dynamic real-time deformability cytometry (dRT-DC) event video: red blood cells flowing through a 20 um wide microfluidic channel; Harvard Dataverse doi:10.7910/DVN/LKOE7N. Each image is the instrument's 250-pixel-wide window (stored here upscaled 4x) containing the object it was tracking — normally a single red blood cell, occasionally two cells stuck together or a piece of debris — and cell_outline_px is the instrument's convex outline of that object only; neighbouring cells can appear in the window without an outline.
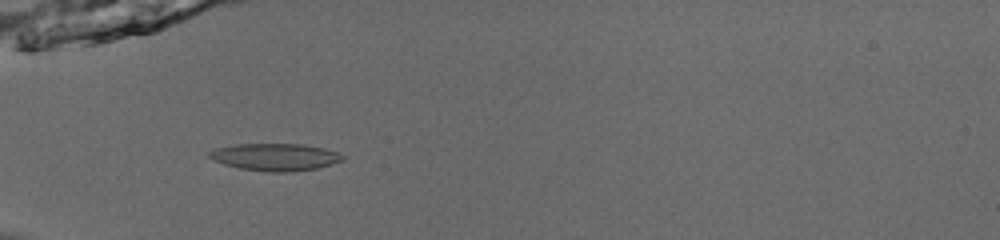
{"species": "common noctule bat (a hibernating species)", "species_latin": "Nyctalus noctula", "temperature_condition": "room temperature", "stored_images_in_passage": 32, "camera_frame_rate_fps": 3000, "um_per_image_px": 0.085, "animal": {"sex": "male", "body_mass_g": 13.0, "forearm_length_mm": 53.1}, "frame": {"image": 1, "passage_image": 1, "time_ms": 0.0, "image_size_px": [1000, 240], "cell_outline_px": [[344, 160], [332, 164], [316, 168], [292, 172], [264, 172], [240, 168], [224, 164], [208, 156], [208, 152], [216, 148], [236, 144], [304, 144], [324, 148], [336, 152], [344, 156]], "centroid_in_image_um": [23.41, 13.35], "position_along_channel_um": 61.6, "area_um2": 21.15}}
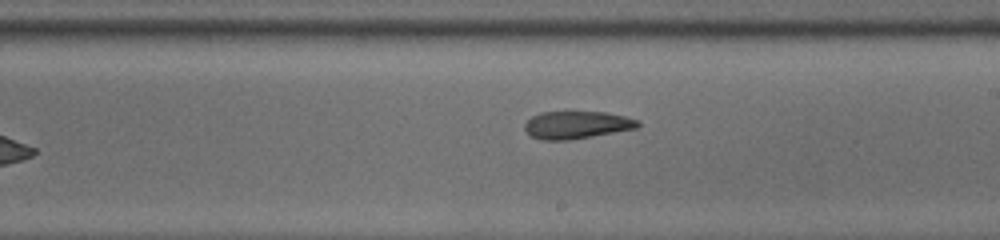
{"frame": {"image": 2, "passage_image": 15, "time_ms": 4.667, "image_size_px": [1000, 240], "cell_outline_px": [[640, 124], [636, 128], [592, 136], [568, 140], [544, 140], [532, 136], [524, 128], [524, 124], [532, 116], [540, 112], [604, 112], [624, 116], [640, 120]], "centroid_in_image_um": [49.02, 10.61], "position_along_channel_um": 240.0, "area_um2": 17.98}}
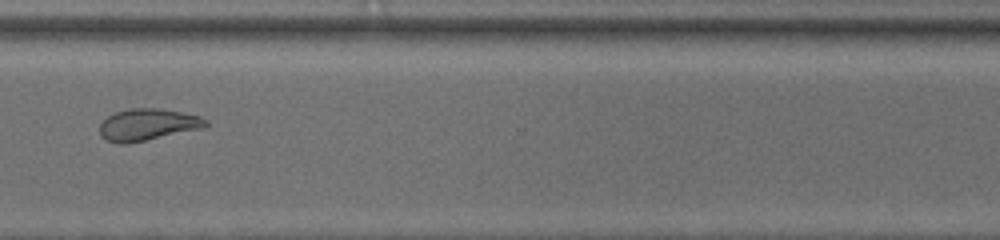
{"frame": {"image": 3, "passage_image": 24, "time_ms": 7.667, "image_size_px": [1000, 240], "cell_outline_px": [[208, 124], [204, 128], [124, 144], [116, 144], [100, 136], [100, 124], [108, 116], [116, 112], [132, 108], [160, 108], [200, 116], [208, 120]], "centroid_in_image_um": [12.56, 10.59], "position_along_channel_um": 358.0, "area_um2": 19.48}, "authors_computed_cell_mechanics": {"area_um2": 19.1318, "velocity_mm_per_s": 3.9489, "shape_relaxation_time_tau1_ms": 11.167, "shape_relaxation_time_tau2_ms": 5.0968, "deformation_change_tau1": 0.2861, "deformation_change_tau2": 0.0793}}